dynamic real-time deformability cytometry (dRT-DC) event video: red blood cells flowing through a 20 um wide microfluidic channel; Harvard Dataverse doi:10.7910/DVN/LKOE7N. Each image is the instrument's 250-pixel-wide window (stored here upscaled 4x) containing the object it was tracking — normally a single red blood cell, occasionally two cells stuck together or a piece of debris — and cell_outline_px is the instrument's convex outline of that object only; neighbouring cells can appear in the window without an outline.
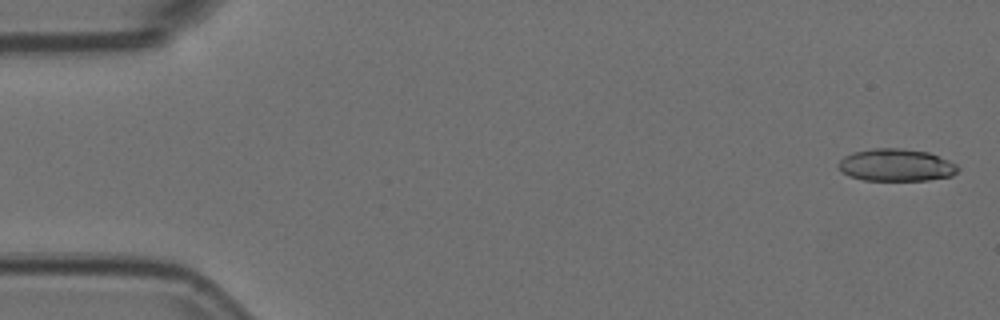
{"species": "Egyptian fruit bat (a non-hibernating species)", "species_latin": "Rousettus aegyptiacus", "temperature_condition": "room temperature", "stored_images_in_passage": 55, "camera_frame_rate_fps": 3000, "um_per_image_px": 0.085, "animal": {"sex": "female"}, "frame": {"image": 1, "passage_image": 2, "time_ms": 0.333, "image_size_px": [1000, 320], "cell_outline_px": [[960, 168], [952, 176], [928, 180], [864, 180], [848, 176], [840, 172], [836, 164], [844, 156], [852, 152], [872, 148], [904, 148], [928, 152], [948, 160], [956, 164]], "centroid_in_image_um": [76.13, 14.03], "position_along_channel_um": 8.9, "area_um2": 22.77}}
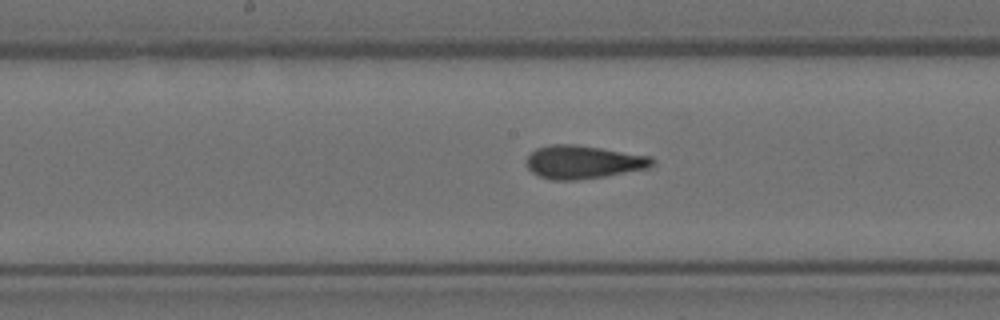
{"frame": {"image": 2, "passage_image": 28, "time_ms": 9.0, "image_size_px": [1000, 320], "cell_outline_px": [[656, 160], [648, 168], [604, 176], [576, 180], [552, 180], [540, 176], [532, 172], [528, 168], [528, 156], [536, 148], [548, 144], [576, 144], [648, 156]], "centroid_in_image_um": [49.55, 13.77], "position_along_channel_um": 198.7, "area_um2": 24.04}}
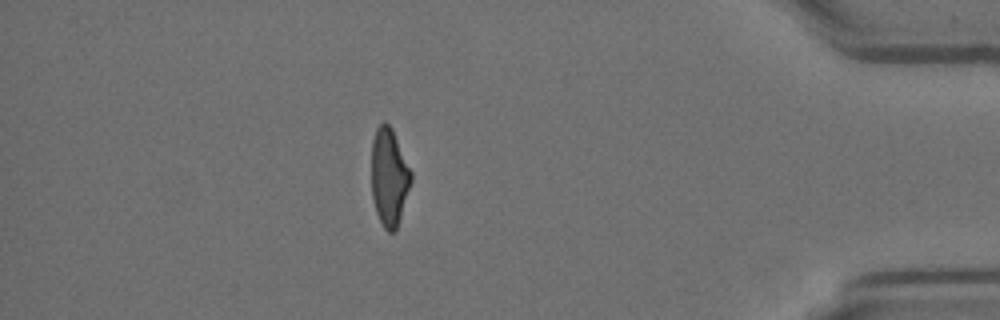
{"frame": {"image": 3, "passage_image": 48, "time_ms": 15.667, "image_size_px": [1000, 320], "cell_outline_px": [[412, 180], [396, 228], [392, 232], [388, 232], [384, 228], [376, 212], [372, 196], [372, 140], [376, 128], [384, 120], [392, 128], [412, 172]], "centroid_in_image_um": [33.07, 15.0], "position_along_channel_um": 402.1, "area_um2": 22.31}, "authors_computed_cell_mechanics": {"area_um2": 23.698, "velocity_mm_per_s": 3.7352, "shape_relaxation_time_tau1_ms": 8.8079, "shape_relaxation_time_tau2_ms": 1.6185, "deformation_change_tau1": 0.2322, "deformation_change_tau2": 0.0843}}